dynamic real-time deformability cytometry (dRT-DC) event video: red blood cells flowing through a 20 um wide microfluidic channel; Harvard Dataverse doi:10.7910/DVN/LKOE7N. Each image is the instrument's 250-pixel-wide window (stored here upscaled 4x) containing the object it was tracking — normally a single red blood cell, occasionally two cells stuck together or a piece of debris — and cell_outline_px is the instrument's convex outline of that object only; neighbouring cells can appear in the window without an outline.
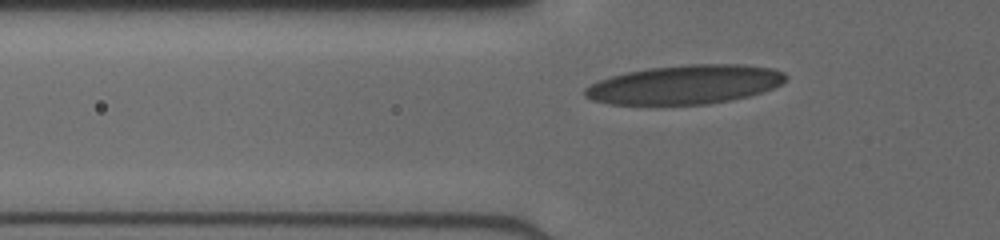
{"species": "human", "species_latin": "Homo sapiens", "temperature_condition": "cold", "stored_images_in_passage": 7, "camera_frame_rate_fps": 3000, "um_per_image_px": 0.085, "donor": {"sex": "male"}, "frame": {"image": 1, "passage_image": 3, "time_ms": 0.667, "image_size_px": [1000, 240], "cell_outline_px": [[788, 76], [780, 84], [772, 88], [748, 96], [708, 104], [608, 104], [592, 100], [584, 96], [584, 88], [600, 80], [624, 72], [648, 68], [688, 64], [740, 64], [772, 68], [784, 72]], "centroid_in_image_um": [58.2, 7.18], "position_along_channel_um": 67.6, "area_um2": 45.43}}
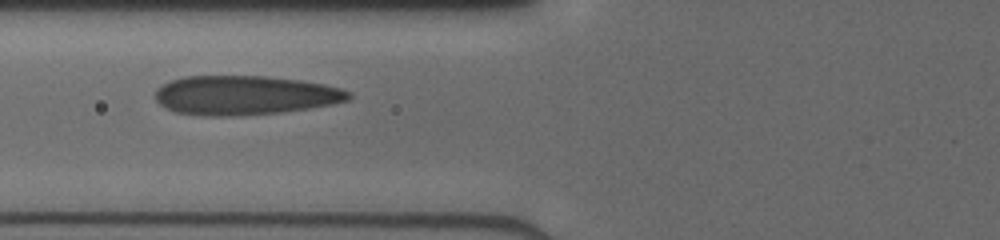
{"frame": {"image": 2, "passage_image": 6, "time_ms": 1.667, "image_size_px": [1000, 240], "cell_outline_px": [[352, 96], [348, 100], [308, 108], [280, 112], [232, 116], [212, 116], [176, 112], [164, 108], [152, 96], [156, 88], [172, 80], [184, 76], [268, 76], [300, 80], [324, 84], [340, 88], [348, 92]], "centroid_in_image_um": [20.74, 8.09], "position_along_channel_um": 105.1, "area_um2": 44.1}}